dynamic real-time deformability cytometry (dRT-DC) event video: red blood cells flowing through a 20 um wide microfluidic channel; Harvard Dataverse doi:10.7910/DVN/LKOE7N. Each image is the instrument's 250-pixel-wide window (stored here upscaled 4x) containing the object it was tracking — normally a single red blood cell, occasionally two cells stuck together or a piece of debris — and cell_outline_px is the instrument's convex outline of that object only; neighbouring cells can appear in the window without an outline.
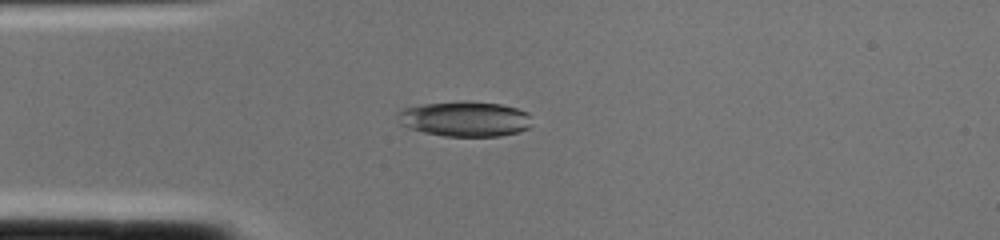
{"species": "common noctule bat (a hibernating species)", "species_latin": "Nyctalus noctula", "temperature_condition": "cold", "stored_images_in_passage": 2, "camera_frame_rate_fps": 3000, "um_per_image_px": 0.085, "animal": {"sex": "female", "body_mass_g": 22.0, "forearm_length_mm": 56.7}, "frame": {"image": 1, "passage_image": 2, "time_ms": 0.333, "image_size_px": [1000, 240], "cell_outline_px": [[532, 124], [528, 128], [520, 132], [500, 136], [444, 136], [424, 132], [408, 128], [400, 124], [396, 116], [396, 112], [400, 108], [424, 104], [460, 100], [464, 100], [500, 104], [516, 108], [528, 112]], "centroid_in_image_um": [39.49, 10.1], "position_along_channel_um": 45.5, "area_um2": 27.98}}